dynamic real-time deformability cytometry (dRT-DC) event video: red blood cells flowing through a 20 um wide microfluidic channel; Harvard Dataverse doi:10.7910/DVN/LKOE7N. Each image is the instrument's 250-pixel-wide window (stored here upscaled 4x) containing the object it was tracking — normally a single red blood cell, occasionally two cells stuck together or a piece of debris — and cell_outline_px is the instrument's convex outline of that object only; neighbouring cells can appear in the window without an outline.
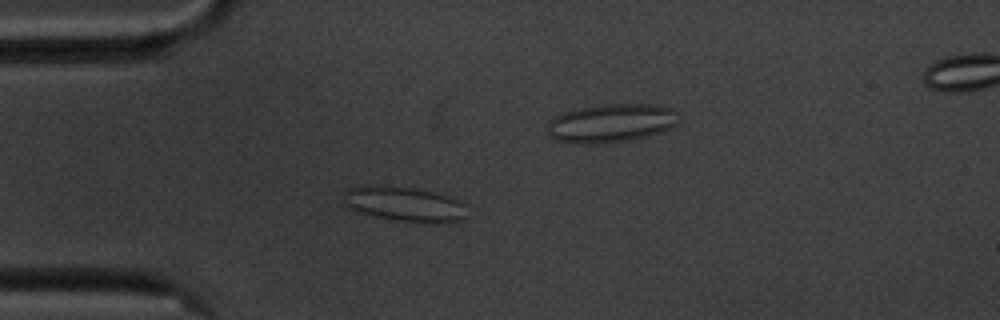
{"species": "common noctule bat (a hibernating species)", "species_latin": "Nyctalus noctula", "temperature_condition": "cold", "stored_images_in_passage": 58, "camera_frame_rate_fps": 3000, "um_per_image_px": 0.085, "animal": {"sex": "male", "body_mass_g": 20.1, "forearm_length_mm": 53.5}, "frame": {"image": 1, "passage_image": 16, "time_ms": 5.0, "image_size_px": [1000, 320], "cell_outline_px": [[464, 220], [436, 224], [396, 220], [376, 216], [360, 212], [344, 204], [344, 192], [348, 188], [360, 184], [364, 184], [408, 188], [436, 192], [460, 200], [464, 204]], "centroid_in_image_um": [34.37, 17.34], "position_along_channel_um": 50.6, "area_um2": 25.03}}
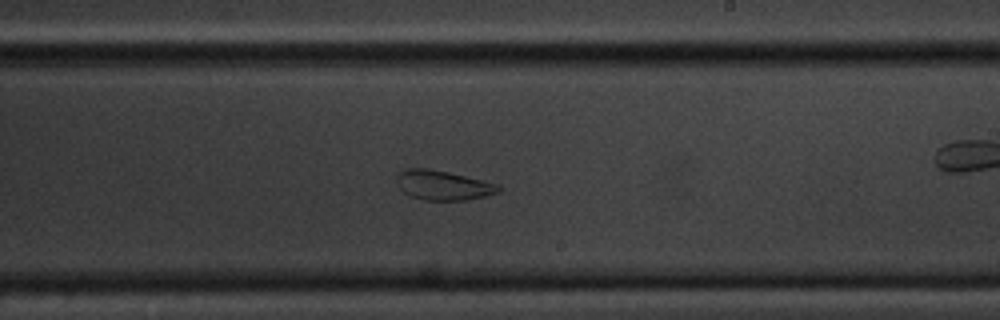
{"frame": {"image": 2, "passage_image": 34, "time_ms": 11.0, "image_size_px": [1000, 320], "cell_outline_px": [[500, 192], [484, 196], [464, 200], [424, 200], [412, 196], [404, 192], [400, 188], [396, 180], [396, 176], [404, 168], [428, 168], [448, 172], [496, 184], [500, 188]], "centroid_in_image_um": [37.61, 15.74], "position_along_channel_um": 251.4, "area_um2": 17.28}}
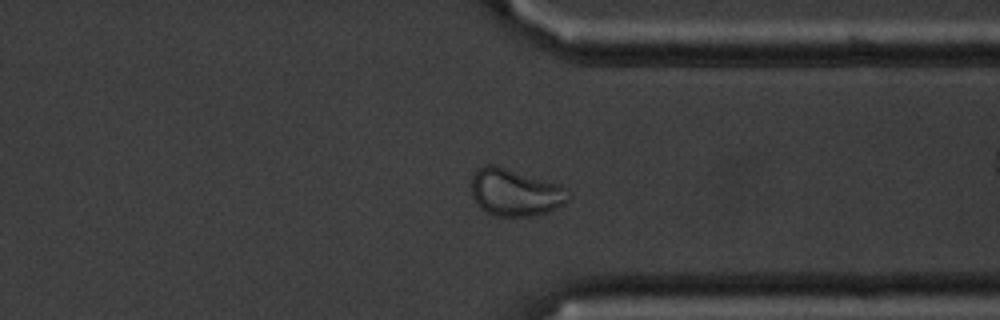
{"frame": {"image": 3, "passage_image": 44, "time_ms": 14.333, "image_size_px": [1000, 320], "cell_outline_px": [[572, 196], [564, 204], [548, 212], [536, 216], [492, 216], [480, 208], [476, 204], [472, 196], [472, 176], [476, 168], [484, 164], [496, 164], [560, 184], [568, 188]], "centroid_in_image_um": [43.8, 16.34], "position_along_channel_um": 367.6, "area_um2": 27.4}}